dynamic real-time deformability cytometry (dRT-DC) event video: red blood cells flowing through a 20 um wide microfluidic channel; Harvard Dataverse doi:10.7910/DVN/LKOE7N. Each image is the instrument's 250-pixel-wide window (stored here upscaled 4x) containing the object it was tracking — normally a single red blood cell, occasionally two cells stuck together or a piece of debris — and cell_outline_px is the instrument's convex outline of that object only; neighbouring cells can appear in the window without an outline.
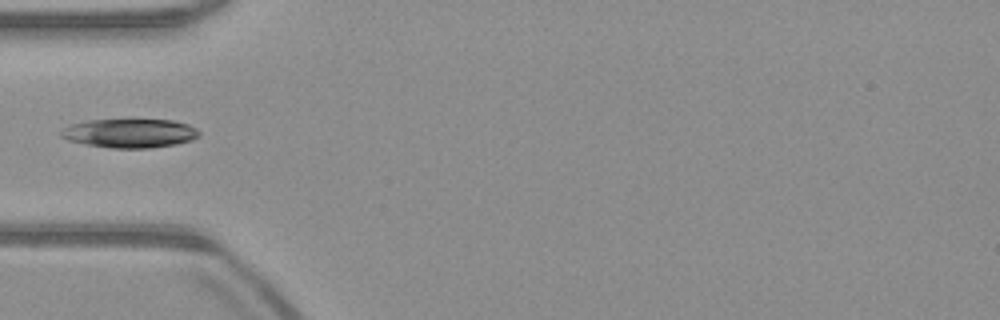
{"species": "common noctule bat (a hibernating species)", "species_latin": "Nyctalus noctula", "temperature_condition": "warm", "stored_images_in_passage": 12, "camera_frame_rate_fps": 3000, "um_per_image_px": 0.085, "animal": {"sex": "male", "body_mass_g": 23.1, "forearm_length_mm": 52.7}, "frame": {"image": 1, "passage_image": 1, "time_ms": 0.0, "image_size_px": [1000, 320], "cell_outline_px": [[200, 136], [192, 140], [176, 144], [148, 148], [112, 148], [84, 144], [68, 140], [60, 136], [60, 132], [64, 128], [72, 124], [88, 120], [172, 120], [188, 124], [196, 128], [200, 132]], "centroid_in_image_um": [11.05, 11.33], "position_along_channel_um": 73.9, "area_um2": 23.24}}